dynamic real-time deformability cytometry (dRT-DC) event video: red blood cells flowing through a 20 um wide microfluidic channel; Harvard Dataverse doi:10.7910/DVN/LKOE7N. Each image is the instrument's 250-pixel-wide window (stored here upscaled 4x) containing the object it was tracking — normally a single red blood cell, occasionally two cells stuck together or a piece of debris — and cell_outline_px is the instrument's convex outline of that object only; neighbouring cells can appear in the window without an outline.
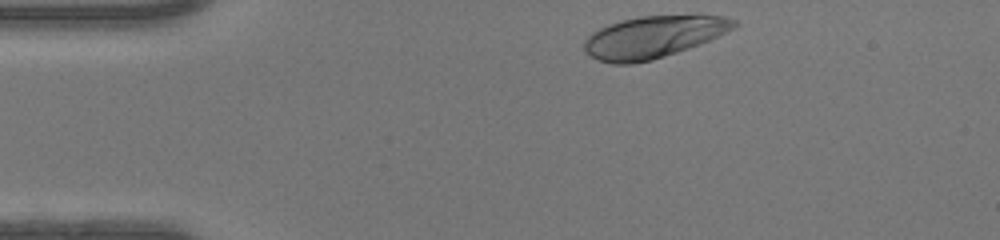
{"species": "human", "species_latin": "Homo sapiens", "temperature_condition": "warm", "stored_images_in_passage": 32, "camera_frame_rate_fps": 3000, "um_per_image_px": 0.085, "donor": {"sex": "female"}, "frame": {"image": 1, "passage_image": 1, "time_ms": 0.0, "image_size_px": [1000, 240], "cell_outline_px": [[740, 24], [700, 44], [652, 60], [632, 64], [612, 64], [600, 60], [584, 52], [584, 40], [592, 32], [608, 24], [640, 16], [696, 12], [700, 12], [724, 16], [736, 20]], "centroid_in_image_um": [55.58, 3.09], "position_along_channel_um": 29.4, "area_um2": 37.34}}
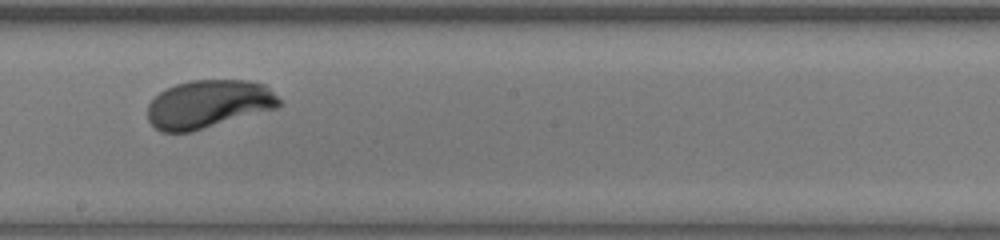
{"frame": {"image": 2, "passage_image": 19, "time_ms": 6.0, "image_size_px": [1000, 240], "cell_outline_px": [[280, 104], [276, 108], [192, 132], [160, 132], [148, 120], [148, 104], [160, 92], [176, 84], [192, 80], [248, 80], [264, 84], [280, 100]], "centroid_in_image_um": [17.7, 8.85], "position_along_channel_um": 230.5, "area_um2": 36.7}}
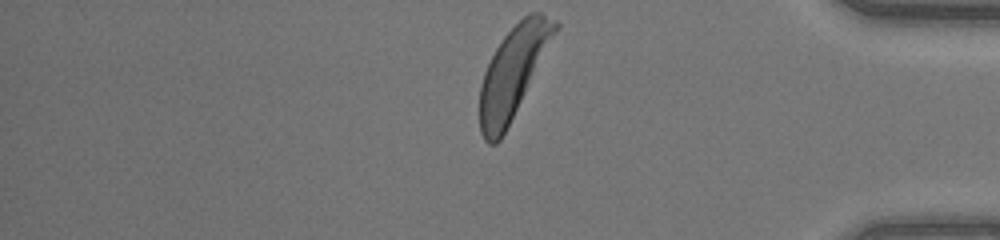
{"frame": {"image": 3, "passage_image": 32, "time_ms": 10.333, "image_size_px": [1000, 240], "cell_outline_px": [[560, 28], [500, 140], [496, 144], [488, 144], [484, 140], [480, 132], [480, 84], [484, 72], [496, 48], [504, 36], [528, 12], [540, 12], [556, 20], [560, 24]], "centroid_in_image_um": [43.63, 6.11], "position_along_channel_um": 391.6, "area_um2": 39.3}, "authors_computed_cell_mechanics": {"area_um2": 37.3099, "velocity_mm_per_s": 4.3357, "shape_relaxation_time_tau1_ms": 2.0343, "shape_relaxation_time_tau2_ms": null, "deformation_change_tau1": 0.1629, "deformation_change_tau2": null}}